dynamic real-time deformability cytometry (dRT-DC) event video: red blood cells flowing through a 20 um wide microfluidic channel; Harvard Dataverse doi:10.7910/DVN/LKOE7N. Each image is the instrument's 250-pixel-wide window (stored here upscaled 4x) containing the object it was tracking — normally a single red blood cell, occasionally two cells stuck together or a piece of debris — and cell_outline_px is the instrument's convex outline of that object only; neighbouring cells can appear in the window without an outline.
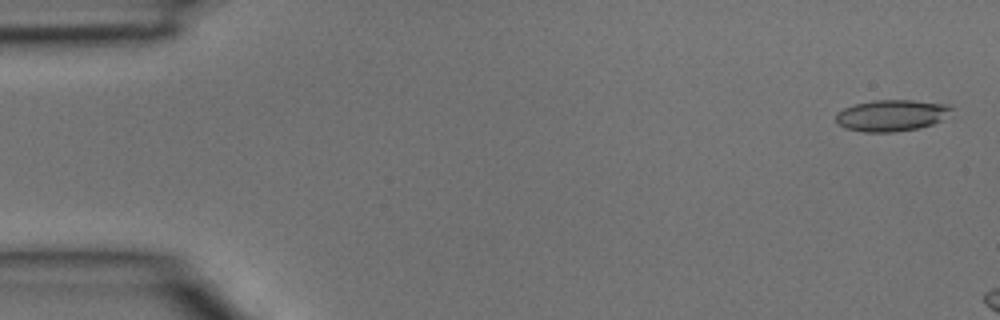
{"species": "common noctule bat (a hibernating species)", "species_latin": "Nyctalus noctula", "temperature_condition": "room temperature", "stored_images_in_passage": 5, "camera_frame_rate_fps": 3000, "um_per_image_px": 0.085, "animal": {"sex": "male", "body_mass_g": 15.6}, "frame": {"image": 1, "passage_image": 1, "time_ms": 0.0, "image_size_px": [1000, 320], "cell_outline_px": [[952, 108], [940, 120], [932, 124], [916, 128], [892, 132], [864, 132], [844, 128], [836, 124], [836, 112], [844, 108], [856, 104], [872, 100], [912, 100], [948, 104]], "centroid_in_image_um": [75.7, 9.81], "position_along_channel_um": 9.3, "area_um2": 20.98}}